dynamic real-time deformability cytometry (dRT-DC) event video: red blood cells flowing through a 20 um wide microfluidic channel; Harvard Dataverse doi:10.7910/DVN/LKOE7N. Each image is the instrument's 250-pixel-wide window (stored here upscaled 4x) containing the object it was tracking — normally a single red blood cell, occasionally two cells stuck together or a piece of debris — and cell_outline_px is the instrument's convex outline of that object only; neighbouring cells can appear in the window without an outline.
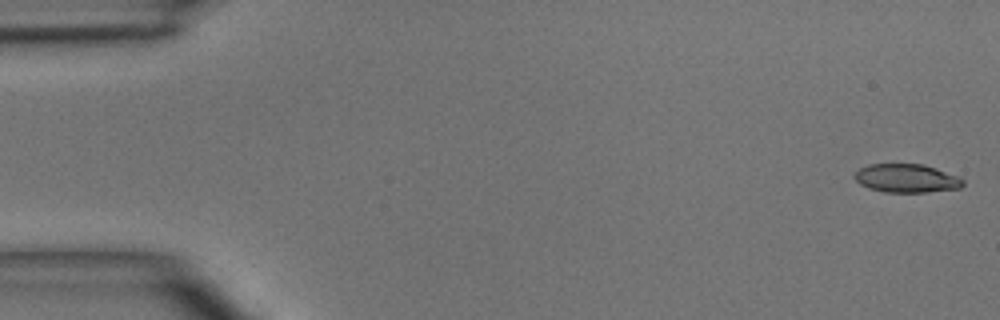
{"species": "common noctule bat (a hibernating species)", "species_latin": "Nyctalus noctula", "temperature_condition": "room temperature", "stored_images_in_passage": 6, "camera_frame_rate_fps": 3000, "um_per_image_px": 0.085, "animal": {"sex": "male", "body_mass_g": 15.6}, "frame": {"image": 1, "passage_image": 1, "time_ms": 0.0, "image_size_px": [1000, 320], "cell_outline_px": [[964, 184], [960, 188], [924, 192], [884, 192], [868, 188], [860, 184], [852, 176], [860, 168], [868, 164], [924, 164], [960, 176], [964, 180]], "centroid_in_image_um": [77.06, 15.15], "position_along_channel_um": 7.9, "area_um2": 18.15}}
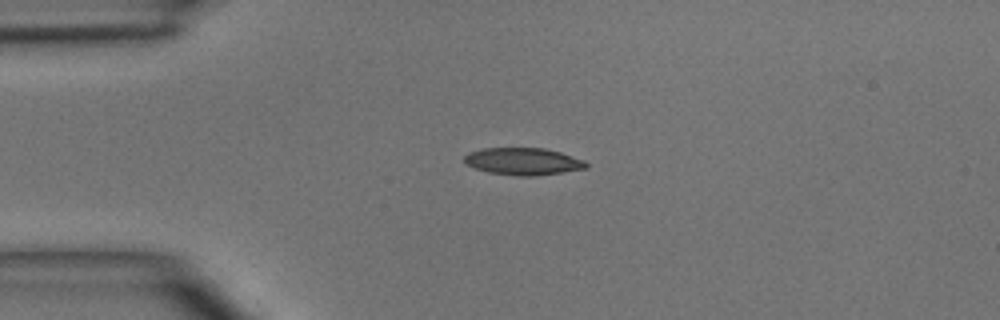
{"frame": {"image": 2, "passage_image": 3, "time_ms": 3.333, "image_size_px": [1000, 320], "cell_outline_px": [[588, 168], [532, 176], [520, 176], [488, 172], [464, 164], [464, 156], [468, 152], [484, 148], [544, 148], [560, 152], [584, 160], [588, 164]], "centroid_in_image_um": [44.44, 13.71], "position_along_channel_um": 40.6, "area_um2": 19.19}}
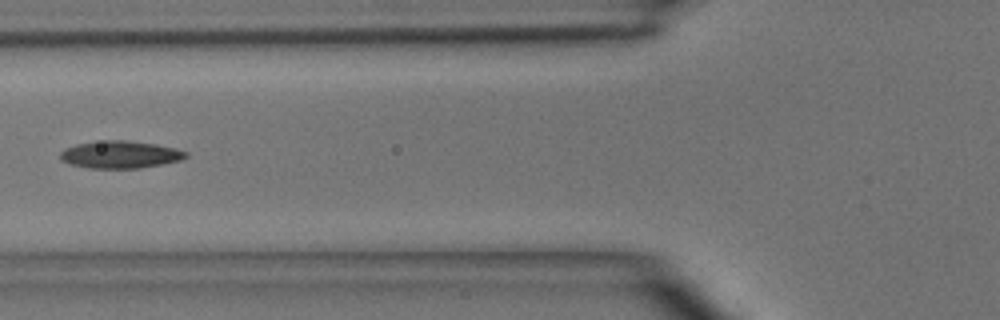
{"frame": {"image": 3, "passage_image": 5, "time_ms": 5.667, "image_size_px": [1000, 320], "cell_outline_px": [[188, 156], [180, 160], [140, 168], [88, 168], [68, 164], [60, 160], [60, 152], [64, 148], [76, 144], [108, 140], [124, 140], [156, 144], [176, 148], [188, 152]], "centroid_in_image_um": [10.19, 13.14], "position_along_channel_um": 115.6, "area_um2": 20.06}}